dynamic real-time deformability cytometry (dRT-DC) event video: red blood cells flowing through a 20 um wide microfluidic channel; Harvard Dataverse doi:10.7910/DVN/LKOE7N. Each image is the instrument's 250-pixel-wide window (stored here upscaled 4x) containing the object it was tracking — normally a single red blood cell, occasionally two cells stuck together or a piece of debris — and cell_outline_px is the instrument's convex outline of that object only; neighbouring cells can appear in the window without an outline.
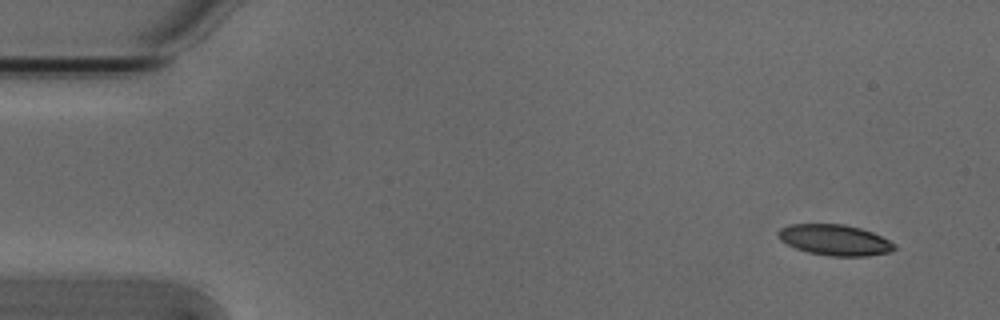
{"species": "Egyptian fruit bat (a non-hibernating species)", "species_latin": "Rousettus aegyptiacus", "temperature_condition": "cold", "stored_images_in_passage": 4, "camera_frame_rate_fps": 3000, "um_per_image_px": 0.085, "animal": {"sex": "male"}, "frame": {"image": 1, "passage_image": 1, "time_ms": 0.0, "image_size_px": [1000, 320], "cell_outline_px": [[896, 248], [892, 252], [868, 256], [828, 256], [808, 252], [796, 248], [780, 240], [776, 236], [776, 232], [780, 228], [788, 224], [844, 224], [860, 228], [872, 232], [896, 244]], "centroid_in_image_um": [70.94, 20.4], "position_along_channel_um": 14.1, "area_um2": 21.04}}
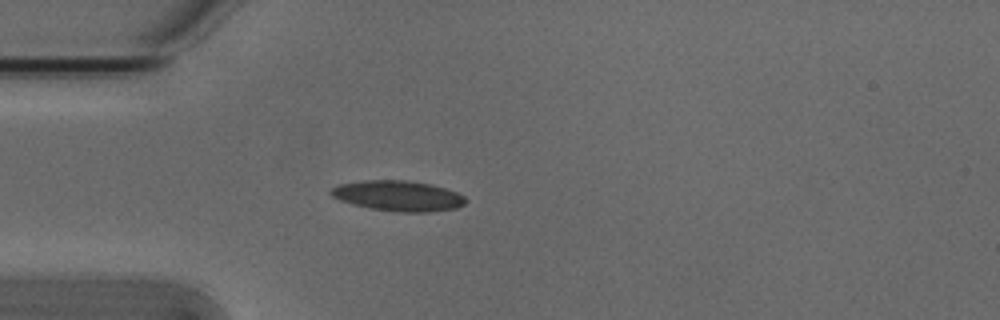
{"frame": {"image": 2, "passage_image": 4, "time_ms": 1.0, "image_size_px": [1000, 320], "cell_outline_px": [[468, 200], [464, 204], [456, 208], [428, 212], [400, 212], [372, 208], [352, 204], [340, 200], [332, 196], [328, 192], [336, 184], [364, 180], [408, 180], [432, 184], [456, 192], [464, 196]], "centroid_in_image_um": [33.83, 16.63], "position_along_channel_um": 51.2, "area_um2": 23.93}}